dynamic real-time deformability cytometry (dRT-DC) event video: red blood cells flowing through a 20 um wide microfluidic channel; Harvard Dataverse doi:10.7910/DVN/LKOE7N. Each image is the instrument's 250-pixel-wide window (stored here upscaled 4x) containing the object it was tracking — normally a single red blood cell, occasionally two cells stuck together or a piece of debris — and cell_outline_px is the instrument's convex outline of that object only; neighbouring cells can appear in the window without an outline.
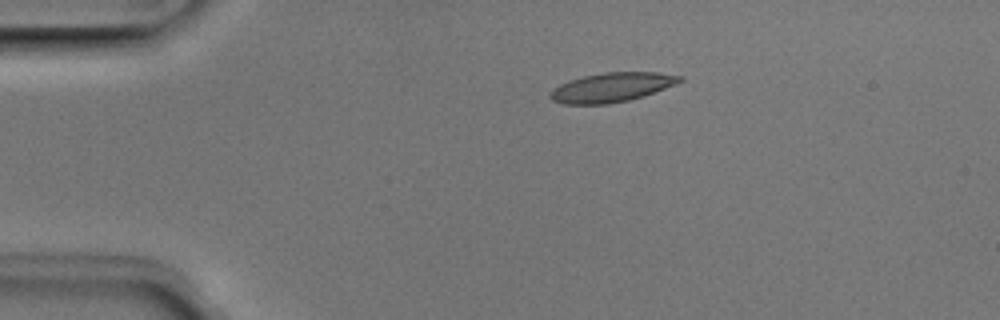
{"species": "Egyptian fruit bat (a non-hibernating species)", "species_latin": "Rousettus aegyptiacus", "temperature_condition": "room temperature", "stored_images_in_passage": 5, "camera_frame_rate_fps": 3000, "um_per_image_px": 0.085, "animal": {"sex": "male"}, "frame": {"image": 1, "passage_image": 5, "time_ms": 1.333, "image_size_px": [1000, 320], "cell_outline_px": [[684, 80], [676, 84], [644, 96], [628, 100], [608, 104], [564, 104], [552, 100], [548, 96], [560, 84], [568, 80], [584, 76], [604, 72], [660, 72], [684, 76]], "centroid_in_image_um": [52.04, 7.41], "position_along_channel_um": 33.0, "area_um2": 22.14}}